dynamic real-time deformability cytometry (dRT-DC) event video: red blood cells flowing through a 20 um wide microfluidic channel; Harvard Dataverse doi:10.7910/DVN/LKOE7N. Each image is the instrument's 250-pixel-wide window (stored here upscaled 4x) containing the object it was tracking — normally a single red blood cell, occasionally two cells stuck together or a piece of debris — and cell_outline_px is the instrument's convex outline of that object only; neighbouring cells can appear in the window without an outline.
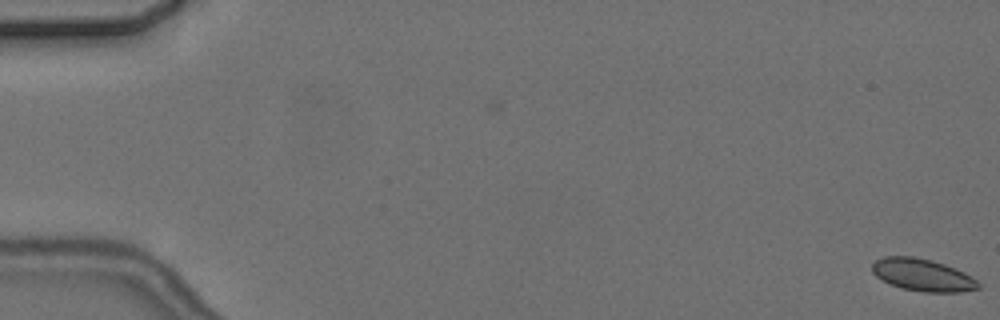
{"species": "common noctule bat (a hibernating species)", "species_latin": "Nyctalus noctula", "temperature_condition": "cold", "stored_images_in_passage": 5, "camera_frame_rate_fps": 3000, "um_per_image_px": 0.085, "animal": {"sex": "female", "body_mass_g": 24.6, "forearm_length_mm": 56.2}, "frame": {"image": 1, "passage_image": 1, "time_ms": 0.0, "image_size_px": [1000, 320], "cell_outline_px": [[980, 288], [960, 292], [924, 292], [900, 288], [876, 276], [872, 272], [872, 264], [876, 260], [884, 256], [912, 256], [932, 260], [956, 268], [972, 276], [980, 284]], "centroid_in_image_um": [78.44, 23.37], "position_along_channel_um": 6.6, "area_um2": 20.0}}
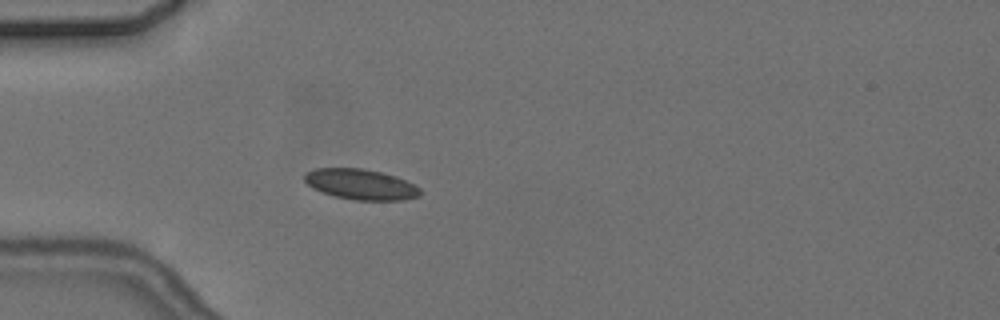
{"frame": {"image": 2, "passage_image": 5, "time_ms": 5.667, "image_size_px": [1000, 320], "cell_outline_px": [[424, 192], [420, 196], [404, 200], [352, 200], [332, 196], [312, 188], [304, 180], [304, 172], [316, 168], [364, 168], [396, 176], [420, 188]], "centroid_in_image_um": [30.65, 15.67], "position_along_channel_um": 54.3, "area_um2": 20.81}}